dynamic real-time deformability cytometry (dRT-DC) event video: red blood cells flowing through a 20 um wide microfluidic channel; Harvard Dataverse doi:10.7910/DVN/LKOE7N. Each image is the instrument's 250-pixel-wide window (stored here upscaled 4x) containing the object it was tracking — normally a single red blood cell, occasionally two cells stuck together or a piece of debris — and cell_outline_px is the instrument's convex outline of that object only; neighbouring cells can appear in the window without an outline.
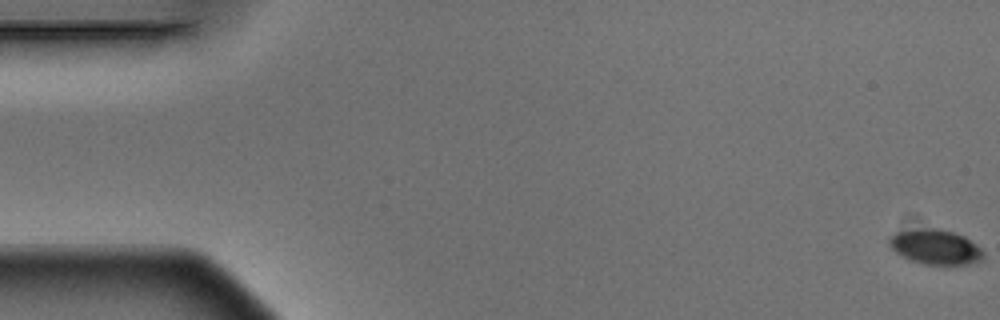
{"species": "Egyptian fruit bat (a non-hibernating species)", "species_latin": "Rousettus aegyptiacus", "temperature_condition": "warm", "stored_images_in_passage": 4, "camera_frame_rate_fps": 3000, "um_per_image_px": 0.085, "animal": {"sex": "male"}, "frame": {"image": 1, "passage_image": 1, "time_ms": 0.0, "image_size_px": [1000, 320], "cell_outline_px": [[984, 256], [980, 260], [968, 264], [924, 264], [912, 260], [896, 252], [888, 244], [888, 236], [896, 232], [928, 228], [936, 228], [952, 232], [964, 236], [976, 244], [984, 252]], "centroid_in_image_um": [79.51, 20.98], "position_along_channel_um": 5.5, "area_um2": 18.84}}
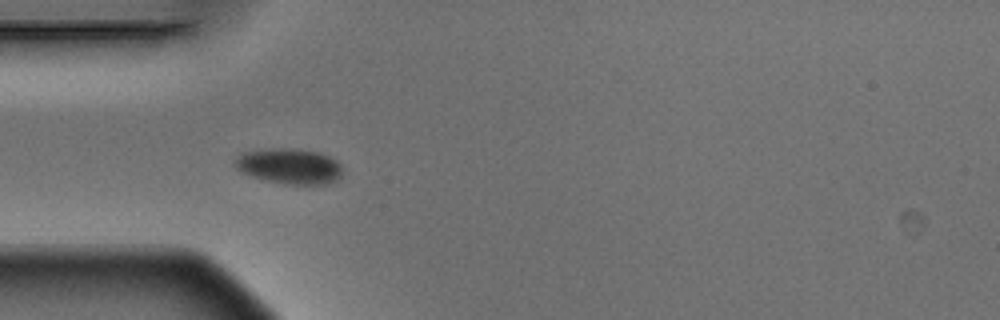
{"frame": {"image": 2, "passage_image": 4, "time_ms": 1.0, "image_size_px": [1000, 320], "cell_outline_px": [[340, 176], [336, 180], [328, 184], [284, 184], [260, 180], [240, 172], [232, 164], [240, 152], [272, 148], [300, 148], [320, 152], [336, 160], [340, 164]], "centroid_in_image_um": [24.53, 14.12], "position_along_channel_um": 60.5, "area_um2": 22.72}}